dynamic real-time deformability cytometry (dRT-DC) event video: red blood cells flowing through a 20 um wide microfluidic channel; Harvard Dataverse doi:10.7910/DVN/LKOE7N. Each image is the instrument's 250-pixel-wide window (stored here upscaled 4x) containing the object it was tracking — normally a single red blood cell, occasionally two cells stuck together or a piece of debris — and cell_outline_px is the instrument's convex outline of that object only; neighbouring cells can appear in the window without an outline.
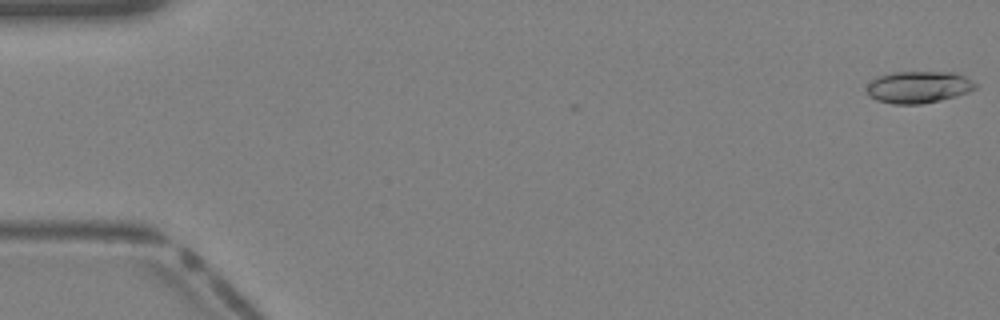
{"species": "Egyptian fruit bat (a non-hibernating species)", "species_latin": "Rousettus aegyptiacus", "temperature_condition": "warm", "stored_images_in_passage": 40, "camera_frame_rate_fps": 3000, "um_per_image_px": 0.085, "animal": {"sex": "female"}, "frame": {"image": 1, "passage_image": 1, "time_ms": 0.0, "image_size_px": [1000, 320], "cell_outline_px": [[976, 88], [968, 92], [956, 96], [940, 100], [920, 104], [892, 104], [876, 100], [868, 96], [868, 84], [876, 76], [892, 72], [952, 72], [964, 76], [972, 80], [976, 84]], "centroid_in_image_um": [78.05, 7.4], "position_along_channel_um": 6.9, "area_um2": 20.23}}
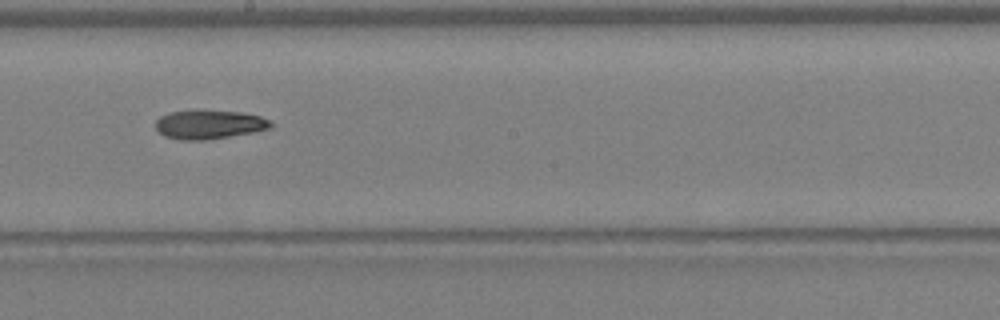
{"frame": {"image": 2, "passage_image": 23, "time_ms": 7.333, "image_size_px": [1000, 320], "cell_outline_px": [[272, 128], [252, 132], [208, 140], [180, 140], [164, 136], [156, 128], [156, 120], [160, 116], [168, 112], [192, 108], [200, 108], [240, 112], [260, 116], [272, 120]], "centroid_in_image_um": [17.76, 10.54], "position_along_channel_um": 230.4, "area_um2": 20.11}}
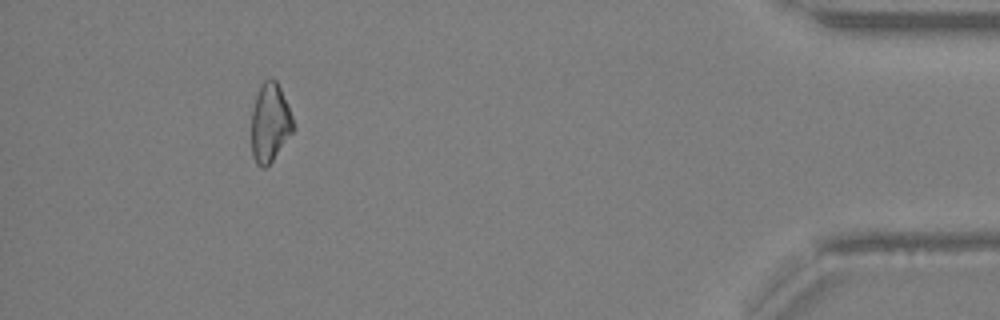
{"frame": {"image": 3, "passage_image": 37, "time_ms": 12.0, "image_size_px": [1000, 320], "cell_outline_px": [[292, 132], [272, 160], [264, 168], [260, 168], [256, 164], [252, 156], [252, 108], [260, 84], [264, 80], [276, 80], [288, 104], [292, 116]], "centroid_in_image_um": [22.92, 10.43], "position_along_channel_um": 412.3, "area_um2": 18.84}}